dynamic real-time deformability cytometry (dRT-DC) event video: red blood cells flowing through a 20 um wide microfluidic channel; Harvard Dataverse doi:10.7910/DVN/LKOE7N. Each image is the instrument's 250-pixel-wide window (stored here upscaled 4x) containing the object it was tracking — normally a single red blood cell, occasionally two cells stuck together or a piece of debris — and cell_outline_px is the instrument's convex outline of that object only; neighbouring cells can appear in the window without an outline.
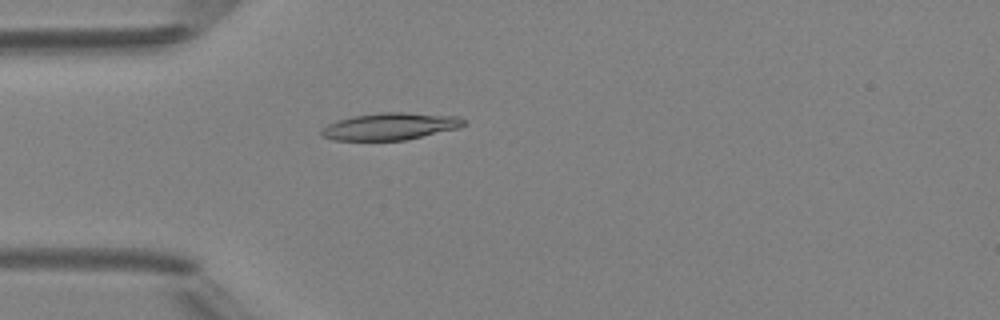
{"species": "Egyptian fruit bat (a non-hibernating species)", "species_latin": "Rousettus aegyptiacus", "temperature_condition": "room temperature", "stored_images_in_passage": 40, "camera_frame_rate_fps": 3000, "um_per_image_px": 0.085, "animal": {"sex": "female"}, "frame": {"image": 1, "passage_image": 5, "time_ms": 1.333, "image_size_px": [1000, 320], "cell_outline_px": [[464, 124], [460, 128], [404, 140], [332, 140], [320, 136], [320, 132], [328, 124], [352, 116], [380, 112], [404, 112], [456, 116], [464, 120]], "centroid_in_image_um": [33.15, 10.74], "position_along_channel_um": 51.8, "area_um2": 22.31}}
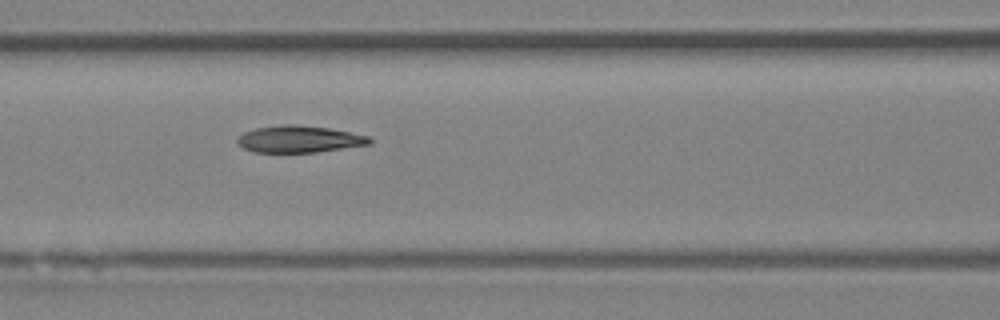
{"frame": {"image": 2, "passage_image": 12, "time_ms": 3.667, "image_size_px": [1000, 320], "cell_outline_px": [[372, 144], [316, 152], [252, 152], [244, 148], [236, 140], [244, 132], [256, 128], [280, 124], [296, 124], [328, 128], [368, 136], [372, 140]], "centroid_in_image_um": [25.43, 11.82], "position_along_channel_um": 141.2, "area_um2": 20.58}}
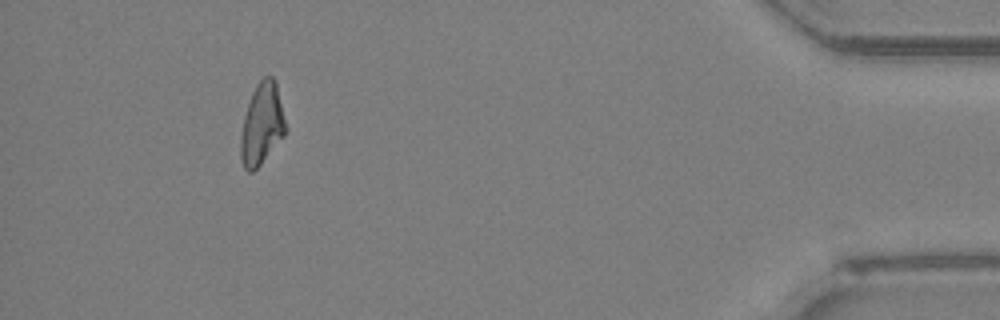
{"frame": {"image": 3, "passage_image": 36, "time_ms": 11.667, "image_size_px": [1000, 320], "cell_outline_px": [[288, 128], [284, 136], [260, 164], [252, 172], [248, 172], [244, 168], [240, 156], [240, 136], [244, 116], [252, 92], [256, 84], [264, 76], [272, 76], [276, 80]], "centroid_in_image_um": [22.28, 10.52], "position_along_channel_um": 412.9, "area_um2": 21.62}, "authors_computed_cell_mechanics": {"area_um2": 21.2415, "velocity_mm_per_s": 4.2044, "shape_relaxation_time_tau1_ms": 9.9392, "shape_relaxation_time_tau2_ms": 5.3767, "deformation_change_tau1": 0.2132, "deformation_change_tau2": 0.1084}}